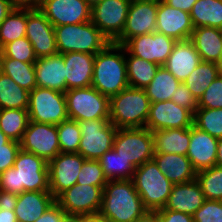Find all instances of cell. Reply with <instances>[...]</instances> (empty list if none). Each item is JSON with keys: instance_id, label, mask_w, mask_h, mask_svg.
Masks as SVG:
<instances>
[{"instance_id": "obj_1", "label": "cell", "mask_w": 222, "mask_h": 222, "mask_svg": "<svg viewBox=\"0 0 222 222\" xmlns=\"http://www.w3.org/2000/svg\"><path fill=\"white\" fill-rule=\"evenodd\" d=\"M0 190L17 195L24 191H50L48 163L20 148L13 167L0 173Z\"/></svg>"}, {"instance_id": "obj_2", "label": "cell", "mask_w": 222, "mask_h": 222, "mask_svg": "<svg viewBox=\"0 0 222 222\" xmlns=\"http://www.w3.org/2000/svg\"><path fill=\"white\" fill-rule=\"evenodd\" d=\"M147 209L133 180H109L104 186L99 214L109 222H134Z\"/></svg>"}, {"instance_id": "obj_3", "label": "cell", "mask_w": 222, "mask_h": 222, "mask_svg": "<svg viewBox=\"0 0 222 222\" xmlns=\"http://www.w3.org/2000/svg\"><path fill=\"white\" fill-rule=\"evenodd\" d=\"M92 87L109 98L129 87L123 45L110 42L95 55Z\"/></svg>"}, {"instance_id": "obj_4", "label": "cell", "mask_w": 222, "mask_h": 222, "mask_svg": "<svg viewBox=\"0 0 222 222\" xmlns=\"http://www.w3.org/2000/svg\"><path fill=\"white\" fill-rule=\"evenodd\" d=\"M150 105L144 89L129 86L110 98L109 120L117 129L143 128Z\"/></svg>"}, {"instance_id": "obj_5", "label": "cell", "mask_w": 222, "mask_h": 222, "mask_svg": "<svg viewBox=\"0 0 222 222\" xmlns=\"http://www.w3.org/2000/svg\"><path fill=\"white\" fill-rule=\"evenodd\" d=\"M54 30L59 54L77 52L96 55L110 43L91 21L57 26Z\"/></svg>"}, {"instance_id": "obj_6", "label": "cell", "mask_w": 222, "mask_h": 222, "mask_svg": "<svg viewBox=\"0 0 222 222\" xmlns=\"http://www.w3.org/2000/svg\"><path fill=\"white\" fill-rule=\"evenodd\" d=\"M132 180L147 210L164 208L173 183L160 171L153 159L137 167Z\"/></svg>"}, {"instance_id": "obj_7", "label": "cell", "mask_w": 222, "mask_h": 222, "mask_svg": "<svg viewBox=\"0 0 222 222\" xmlns=\"http://www.w3.org/2000/svg\"><path fill=\"white\" fill-rule=\"evenodd\" d=\"M65 99L69 119L77 122L109 119L110 98L92 86L67 90Z\"/></svg>"}, {"instance_id": "obj_8", "label": "cell", "mask_w": 222, "mask_h": 222, "mask_svg": "<svg viewBox=\"0 0 222 222\" xmlns=\"http://www.w3.org/2000/svg\"><path fill=\"white\" fill-rule=\"evenodd\" d=\"M29 120L37 123L57 125L69 119L65 93L43 87L29 92Z\"/></svg>"}, {"instance_id": "obj_9", "label": "cell", "mask_w": 222, "mask_h": 222, "mask_svg": "<svg viewBox=\"0 0 222 222\" xmlns=\"http://www.w3.org/2000/svg\"><path fill=\"white\" fill-rule=\"evenodd\" d=\"M113 149L130 161L135 168L152 160L154 156L153 136L149 129L119 128L116 131Z\"/></svg>"}, {"instance_id": "obj_10", "label": "cell", "mask_w": 222, "mask_h": 222, "mask_svg": "<svg viewBox=\"0 0 222 222\" xmlns=\"http://www.w3.org/2000/svg\"><path fill=\"white\" fill-rule=\"evenodd\" d=\"M81 139L78 153L85 159L98 160L113 148L117 128L109 119H93L78 122Z\"/></svg>"}, {"instance_id": "obj_11", "label": "cell", "mask_w": 222, "mask_h": 222, "mask_svg": "<svg viewBox=\"0 0 222 222\" xmlns=\"http://www.w3.org/2000/svg\"><path fill=\"white\" fill-rule=\"evenodd\" d=\"M104 187L74 184L60 193L55 202L73 218L79 215L98 214L101 208Z\"/></svg>"}, {"instance_id": "obj_12", "label": "cell", "mask_w": 222, "mask_h": 222, "mask_svg": "<svg viewBox=\"0 0 222 222\" xmlns=\"http://www.w3.org/2000/svg\"><path fill=\"white\" fill-rule=\"evenodd\" d=\"M130 3L129 0H102L91 9V22L111 43L123 32Z\"/></svg>"}, {"instance_id": "obj_13", "label": "cell", "mask_w": 222, "mask_h": 222, "mask_svg": "<svg viewBox=\"0 0 222 222\" xmlns=\"http://www.w3.org/2000/svg\"><path fill=\"white\" fill-rule=\"evenodd\" d=\"M19 143L22 150L34 153L47 163L61 152L57 125L29 121Z\"/></svg>"}, {"instance_id": "obj_14", "label": "cell", "mask_w": 222, "mask_h": 222, "mask_svg": "<svg viewBox=\"0 0 222 222\" xmlns=\"http://www.w3.org/2000/svg\"><path fill=\"white\" fill-rule=\"evenodd\" d=\"M176 40L159 32L138 35L123 46L134 56L163 66L172 52Z\"/></svg>"}, {"instance_id": "obj_15", "label": "cell", "mask_w": 222, "mask_h": 222, "mask_svg": "<svg viewBox=\"0 0 222 222\" xmlns=\"http://www.w3.org/2000/svg\"><path fill=\"white\" fill-rule=\"evenodd\" d=\"M158 0L131 2L121 36L114 42L124 45L132 37L156 31Z\"/></svg>"}, {"instance_id": "obj_16", "label": "cell", "mask_w": 222, "mask_h": 222, "mask_svg": "<svg viewBox=\"0 0 222 222\" xmlns=\"http://www.w3.org/2000/svg\"><path fill=\"white\" fill-rule=\"evenodd\" d=\"M26 38L37 58L58 53L54 26L39 8H27Z\"/></svg>"}, {"instance_id": "obj_17", "label": "cell", "mask_w": 222, "mask_h": 222, "mask_svg": "<svg viewBox=\"0 0 222 222\" xmlns=\"http://www.w3.org/2000/svg\"><path fill=\"white\" fill-rule=\"evenodd\" d=\"M84 160L79 153L60 152L48 162L50 192L55 198L76 184Z\"/></svg>"}, {"instance_id": "obj_18", "label": "cell", "mask_w": 222, "mask_h": 222, "mask_svg": "<svg viewBox=\"0 0 222 222\" xmlns=\"http://www.w3.org/2000/svg\"><path fill=\"white\" fill-rule=\"evenodd\" d=\"M194 114L172 100L151 103L145 127L151 132L161 129L190 128Z\"/></svg>"}, {"instance_id": "obj_19", "label": "cell", "mask_w": 222, "mask_h": 222, "mask_svg": "<svg viewBox=\"0 0 222 222\" xmlns=\"http://www.w3.org/2000/svg\"><path fill=\"white\" fill-rule=\"evenodd\" d=\"M39 10L54 27L91 21V8L84 0H43Z\"/></svg>"}, {"instance_id": "obj_20", "label": "cell", "mask_w": 222, "mask_h": 222, "mask_svg": "<svg viewBox=\"0 0 222 222\" xmlns=\"http://www.w3.org/2000/svg\"><path fill=\"white\" fill-rule=\"evenodd\" d=\"M194 30L189 13L158 0L156 32L178 40L190 39Z\"/></svg>"}, {"instance_id": "obj_21", "label": "cell", "mask_w": 222, "mask_h": 222, "mask_svg": "<svg viewBox=\"0 0 222 222\" xmlns=\"http://www.w3.org/2000/svg\"><path fill=\"white\" fill-rule=\"evenodd\" d=\"M217 145L218 138L194 125L190 127V144L186 156L196 172L215 166Z\"/></svg>"}, {"instance_id": "obj_22", "label": "cell", "mask_w": 222, "mask_h": 222, "mask_svg": "<svg viewBox=\"0 0 222 222\" xmlns=\"http://www.w3.org/2000/svg\"><path fill=\"white\" fill-rule=\"evenodd\" d=\"M201 61L190 39L178 40L174 43L172 52L163 66L179 82L184 83Z\"/></svg>"}, {"instance_id": "obj_23", "label": "cell", "mask_w": 222, "mask_h": 222, "mask_svg": "<svg viewBox=\"0 0 222 222\" xmlns=\"http://www.w3.org/2000/svg\"><path fill=\"white\" fill-rule=\"evenodd\" d=\"M62 55L67 90L92 86L95 55L77 52Z\"/></svg>"}, {"instance_id": "obj_24", "label": "cell", "mask_w": 222, "mask_h": 222, "mask_svg": "<svg viewBox=\"0 0 222 222\" xmlns=\"http://www.w3.org/2000/svg\"><path fill=\"white\" fill-rule=\"evenodd\" d=\"M204 201V194L195 179L186 183L173 184L171 193L162 209L193 215Z\"/></svg>"}, {"instance_id": "obj_25", "label": "cell", "mask_w": 222, "mask_h": 222, "mask_svg": "<svg viewBox=\"0 0 222 222\" xmlns=\"http://www.w3.org/2000/svg\"><path fill=\"white\" fill-rule=\"evenodd\" d=\"M36 85L65 93L66 77L62 54L37 58L35 61Z\"/></svg>"}, {"instance_id": "obj_26", "label": "cell", "mask_w": 222, "mask_h": 222, "mask_svg": "<svg viewBox=\"0 0 222 222\" xmlns=\"http://www.w3.org/2000/svg\"><path fill=\"white\" fill-rule=\"evenodd\" d=\"M55 203L50 191H24L17 195L15 215L18 222H35Z\"/></svg>"}, {"instance_id": "obj_27", "label": "cell", "mask_w": 222, "mask_h": 222, "mask_svg": "<svg viewBox=\"0 0 222 222\" xmlns=\"http://www.w3.org/2000/svg\"><path fill=\"white\" fill-rule=\"evenodd\" d=\"M153 160L173 184L186 183L196 179L197 172L186 155L154 153Z\"/></svg>"}, {"instance_id": "obj_28", "label": "cell", "mask_w": 222, "mask_h": 222, "mask_svg": "<svg viewBox=\"0 0 222 222\" xmlns=\"http://www.w3.org/2000/svg\"><path fill=\"white\" fill-rule=\"evenodd\" d=\"M202 61L219 63L222 58V29L208 26L194 28L191 37Z\"/></svg>"}, {"instance_id": "obj_29", "label": "cell", "mask_w": 222, "mask_h": 222, "mask_svg": "<svg viewBox=\"0 0 222 222\" xmlns=\"http://www.w3.org/2000/svg\"><path fill=\"white\" fill-rule=\"evenodd\" d=\"M151 133L154 153L187 155L190 144V128L161 129Z\"/></svg>"}, {"instance_id": "obj_30", "label": "cell", "mask_w": 222, "mask_h": 222, "mask_svg": "<svg viewBox=\"0 0 222 222\" xmlns=\"http://www.w3.org/2000/svg\"><path fill=\"white\" fill-rule=\"evenodd\" d=\"M125 58L129 86L145 89L153 80L160 65L134 56L126 48Z\"/></svg>"}, {"instance_id": "obj_31", "label": "cell", "mask_w": 222, "mask_h": 222, "mask_svg": "<svg viewBox=\"0 0 222 222\" xmlns=\"http://www.w3.org/2000/svg\"><path fill=\"white\" fill-rule=\"evenodd\" d=\"M189 14L194 28L222 29V0H197Z\"/></svg>"}, {"instance_id": "obj_32", "label": "cell", "mask_w": 222, "mask_h": 222, "mask_svg": "<svg viewBox=\"0 0 222 222\" xmlns=\"http://www.w3.org/2000/svg\"><path fill=\"white\" fill-rule=\"evenodd\" d=\"M0 71L29 92L37 87L35 63H25L8 57H0Z\"/></svg>"}, {"instance_id": "obj_33", "label": "cell", "mask_w": 222, "mask_h": 222, "mask_svg": "<svg viewBox=\"0 0 222 222\" xmlns=\"http://www.w3.org/2000/svg\"><path fill=\"white\" fill-rule=\"evenodd\" d=\"M180 83L164 66H160L144 90L151 103L164 102L172 99Z\"/></svg>"}, {"instance_id": "obj_34", "label": "cell", "mask_w": 222, "mask_h": 222, "mask_svg": "<svg viewBox=\"0 0 222 222\" xmlns=\"http://www.w3.org/2000/svg\"><path fill=\"white\" fill-rule=\"evenodd\" d=\"M219 75L220 72L217 63L201 61L184 81V84L195 99L199 101L205 90Z\"/></svg>"}, {"instance_id": "obj_35", "label": "cell", "mask_w": 222, "mask_h": 222, "mask_svg": "<svg viewBox=\"0 0 222 222\" xmlns=\"http://www.w3.org/2000/svg\"><path fill=\"white\" fill-rule=\"evenodd\" d=\"M29 91L0 71V109H28Z\"/></svg>"}, {"instance_id": "obj_36", "label": "cell", "mask_w": 222, "mask_h": 222, "mask_svg": "<svg viewBox=\"0 0 222 222\" xmlns=\"http://www.w3.org/2000/svg\"><path fill=\"white\" fill-rule=\"evenodd\" d=\"M27 8L14 7L0 24V49L7 43L26 37Z\"/></svg>"}, {"instance_id": "obj_37", "label": "cell", "mask_w": 222, "mask_h": 222, "mask_svg": "<svg viewBox=\"0 0 222 222\" xmlns=\"http://www.w3.org/2000/svg\"><path fill=\"white\" fill-rule=\"evenodd\" d=\"M29 121L27 109H0V130L10 140L20 142Z\"/></svg>"}, {"instance_id": "obj_38", "label": "cell", "mask_w": 222, "mask_h": 222, "mask_svg": "<svg viewBox=\"0 0 222 222\" xmlns=\"http://www.w3.org/2000/svg\"><path fill=\"white\" fill-rule=\"evenodd\" d=\"M106 178L109 180H130L133 178L135 167L130 161L112 148L98 159Z\"/></svg>"}, {"instance_id": "obj_39", "label": "cell", "mask_w": 222, "mask_h": 222, "mask_svg": "<svg viewBox=\"0 0 222 222\" xmlns=\"http://www.w3.org/2000/svg\"><path fill=\"white\" fill-rule=\"evenodd\" d=\"M205 200L222 201V168L213 166L196 173Z\"/></svg>"}, {"instance_id": "obj_40", "label": "cell", "mask_w": 222, "mask_h": 222, "mask_svg": "<svg viewBox=\"0 0 222 222\" xmlns=\"http://www.w3.org/2000/svg\"><path fill=\"white\" fill-rule=\"evenodd\" d=\"M193 125L216 138H222V108H197Z\"/></svg>"}, {"instance_id": "obj_41", "label": "cell", "mask_w": 222, "mask_h": 222, "mask_svg": "<svg viewBox=\"0 0 222 222\" xmlns=\"http://www.w3.org/2000/svg\"><path fill=\"white\" fill-rule=\"evenodd\" d=\"M58 140L62 153H78L81 131L78 122L67 119L57 124Z\"/></svg>"}, {"instance_id": "obj_42", "label": "cell", "mask_w": 222, "mask_h": 222, "mask_svg": "<svg viewBox=\"0 0 222 222\" xmlns=\"http://www.w3.org/2000/svg\"><path fill=\"white\" fill-rule=\"evenodd\" d=\"M0 57H8L25 63H35L37 60L32 44L26 37L4 45L0 49Z\"/></svg>"}, {"instance_id": "obj_43", "label": "cell", "mask_w": 222, "mask_h": 222, "mask_svg": "<svg viewBox=\"0 0 222 222\" xmlns=\"http://www.w3.org/2000/svg\"><path fill=\"white\" fill-rule=\"evenodd\" d=\"M77 184L94 185L104 187L108 179L98 160L85 159L78 174Z\"/></svg>"}, {"instance_id": "obj_44", "label": "cell", "mask_w": 222, "mask_h": 222, "mask_svg": "<svg viewBox=\"0 0 222 222\" xmlns=\"http://www.w3.org/2000/svg\"><path fill=\"white\" fill-rule=\"evenodd\" d=\"M198 108H222V74L205 90L198 101Z\"/></svg>"}, {"instance_id": "obj_45", "label": "cell", "mask_w": 222, "mask_h": 222, "mask_svg": "<svg viewBox=\"0 0 222 222\" xmlns=\"http://www.w3.org/2000/svg\"><path fill=\"white\" fill-rule=\"evenodd\" d=\"M192 216L193 222H222V201L205 200Z\"/></svg>"}, {"instance_id": "obj_46", "label": "cell", "mask_w": 222, "mask_h": 222, "mask_svg": "<svg viewBox=\"0 0 222 222\" xmlns=\"http://www.w3.org/2000/svg\"><path fill=\"white\" fill-rule=\"evenodd\" d=\"M171 100L174 103L190 110L193 114L198 108V101L184 83H180Z\"/></svg>"}, {"instance_id": "obj_47", "label": "cell", "mask_w": 222, "mask_h": 222, "mask_svg": "<svg viewBox=\"0 0 222 222\" xmlns=\"http://www.w3.org/2000/svg\"><path fill=\"white\" fill-rule=\"evenodd\" d=\"M20 150V143L14 140H9L5 144V148H0V173L13 167L16 155Z\"/></svg>"}, {"instance_id": "obj_48", "label": "cell", "mask_w": 222, "mask_h": 222, "mask_svg": "<svg viewBox=\"0 0 222 222\" xmlns=\"http://www.w3.org/2000/svg\"><path fill=\"white\" fill-rule=\"evenodd\" d=\"M35 222H71V218L66 212L55 202L48 208L44 214Z\"/></svg>"}, {"instance_id": "obj_49", "label": "cell", "mask_w": 222, "mask_h": 222, "mask_svg": "<svg viewBox=\"0 0 222 222\" xmlns=\"http://www.w3.org/2000/svg\"><path fill=\"white\" fill-rule=\"evenodd\" d=\"M157 222H193V216L169 209L157 210Z\"/></svg>"}, {"instance_id": "obj_50", "label": "cell", "mask_w": 222, "mask_h": 222, "mask_svg": "<svg viewBox=\"0 0 222 222\" xmlns=\"http://www.w3.org/2000/svg\"><path fill=\"white\" fill-rule=\"evenodd\" d=\"M17 194L0 190V210H15Z\"/></svg>"}, {"instance_id": "obj_51", "label": "cell", "mask_w": 222, "mask_h": 222, "mask_svg": "<svg viewBox=\"0 0 222 222\" xmlns=\"http://www.w3.org/2000/svg\"><path fill=\"white\" fill-rule=\"evenodd\" d=\"M163 1L171 7L190 13L194 3L197 0H163Z\"/></svg>"}, {"instance_id": "obj_52", "label": "cell", "mask_w": 222, "mask_h": 222, "mask_svg": "<svg viewBox=\"0 0 222 222\" xmlns=\"http://www.w3.org/2000/svg\"><path fill=\"white\" fill-rule=\"evenodd\" d=\"M71 222H109V221L98 213L93 215L75 216L71 218Z\"/></svg>"}, {"instance_id": "obj_53", "label": "cell", "mask_w": 222, "mask_h": 222, "mask_svg": "<svg viewBox=\"0 0 222 222\" xmlns=\"http://www.w3.org/2000/svg\"><path fill=\"white\" fill-rule=\"evenodd\" d=\"M14 8L12 0H0V24Z\"/></svg>"}, {"instance_id": "obj_54", "label": "cell", "mask_w": 222, "mask_h": 222, "mask_svg": "<svg viewBox=\"0 0 222 222\" xmlns=\"http://www.w3.org/2000/svg\"><path fill=\"white\" fill-rule=\"evenodd\" d=\"M14 7L39 8L43 0H12Z\"/></svg>"}, {"instance_id": "obj_55", "label": "cell", "mask_w": 222, "mask_h": 222, "mask_svg": "<svg viewBox=\"0 0 222 222\" xmlns=\"http://www.w3.org/2000/svg\"><path fill=\"white\" fill-rule=\"evenodd\" d=\"M134 222H157V210H146Z\"/></svg>"}, {"instance_id": "obj_56", "label": "cell", "mask_w": 222, "mask_h": 222, "mask_svg": "<svg viewBox=\"0 0 222 222\" xmlns=\"http://www.w3.org/2000/svg\"><path fill=\"white\" fill-rule=\"evenodd\" d=\"M0 222H18L14 211L0 210Z\"/></svg>"}, {"instance_id": "obj_57", "label": "cell", "mask_w": 222, "mask_h": 222, "mask_svg": "<svg viewBox=\"0 0 222 222\" xmlns=\"http://www.w3.org/2000/svg\"><path fill=\"white\" fill-rule=\"evenodd\" d=\"M215 165L222 168V138L218 139L217 155H216Z\"/></svg>"}, {"instance_id": "obj_58", "label": "cell", "mask_w": 222, "mask_h": 222, "mask_svg": "<svg viewBox=\"0 0 222 222\" xmlns=\"http://www.w3.org/2000/svg\"><path fill=\"white\" fill-rule=\"evenodd\" d=\"M10 139L0 130V148H5V144Z\"/></svg>"}, {"instance_id": "obj_59", "label": "cell", "mask_w": 222, "mask_h": 222, "mask_svg": "<svg viewBox=\"0 0 222 222\" xmlns=\"http://www.w3.org/2000/svg\"><path fill=\"white\" fill-rule=\"evenodd\" d=\"M88 6L92 9L94 6H96L99 2L102 0H84Z\"/></svg>"}, {"instance_id": "obj_60", "label": "cell", "mask_w": 222, "mask_h": 222, "mask_svg": "<svg viewBox=\"0 0 222 222\" xmlns=\"http://www.w3.org/2000/svg\"><path fill=\"white\" fill-rule=\"evenodd\" d=\"M218 66H219V72H220V74H222V58H221L220 62L218 63Z\"/></svg>"}, {"instance_id": "obj_61", "label": "cell", "mask_w": 222, "mask_h": 222, "mask_svg": "<svg viewBox=\"0 0 222 222\" xmlns=\"http://www.w3.org/2000/svg\"><path fill=\"white\" fill-rule=\"evenodd\" d=\"M130 2L147 1V0H129Z\"/></svg>"}]
</instances>
